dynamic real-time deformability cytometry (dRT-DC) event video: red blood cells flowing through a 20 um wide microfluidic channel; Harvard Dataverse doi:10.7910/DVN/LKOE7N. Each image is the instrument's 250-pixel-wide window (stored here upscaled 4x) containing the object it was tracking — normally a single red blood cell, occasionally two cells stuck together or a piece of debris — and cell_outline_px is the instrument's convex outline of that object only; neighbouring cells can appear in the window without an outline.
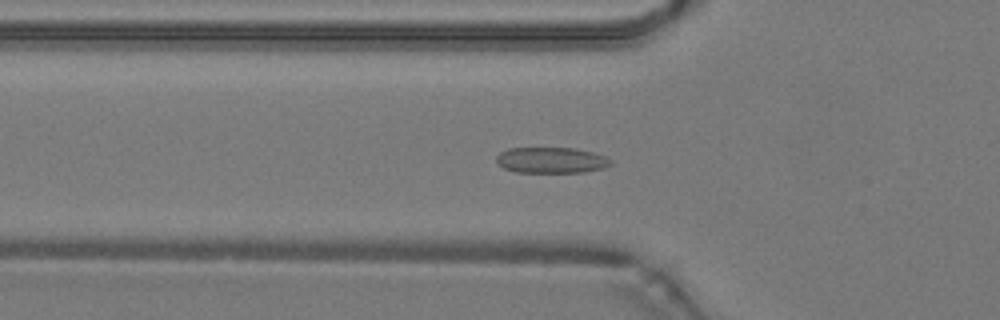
{"species": "common noctule bat (a hibernating species)", "species_latin": "Nyctalus noctula", "temperature_condition": "warm", "stored_images_in_passage": 49, "camera_frame_rate_fps": 3000, "um_per_image_px": 0.085, "animal": {"sex": "male", "body_mass_g": 19.2, "forearm_length_mm": 51.8}, "frame": {"image": 1, "passage_image": 17, "time_ms": 5.333, "image_size_px": [1000, 320], "cell_outline_px": [[612, 164], [604, 168], [584, 172], [516, 172], [504, 168], [496, 164], [496, 156], [500, 152], [508, 148], [576, 148], [592, 152], [604, 156], [612, 160]], "centroid_in_image_um": [46.84, 13.61], "position_along_channel_um": 79.0, "area_um2": 17.34}}
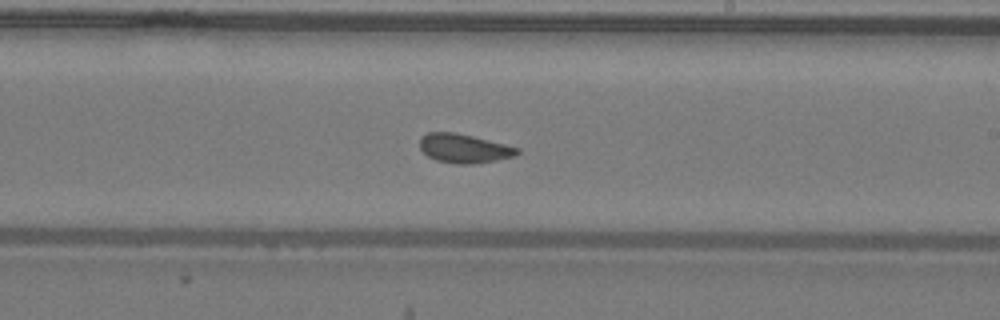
{"frame": {"image": 2, "passage_image": 29, "time_ms": 9.333, "image_size_px": [1000, 320], "cell_outline_px": [[520, 152], [516, 156], [476, 164], [456, 164], [436, 160], [428, 156], [420, 148], [420, 136], [428, 132], [452, 132], [472, 136], [520, 148]], "centroid_in_image_um": [39.44, 12.62], "position_along_channel_um": 249.6, "area_um2": 16.47}}
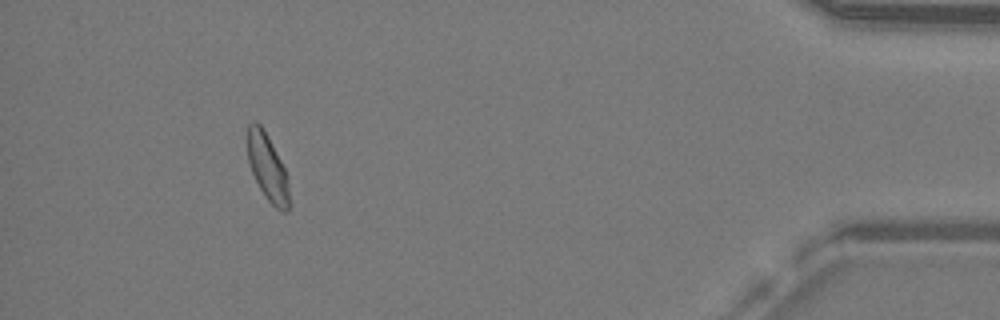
{"frame": {"image": 3, "passage_image": 45, "time_ms": 14.667, "image_size_px": [1000, 320], "cell_outline_px": [[288, 212], [284, 212], [276, 208], [264, 196], [252, 172], [248, 160], [248, 124], [252, 120], [256, 120], [260, 124], [280, 160], [284, 168], [288, 180]], "centroid_in_image_um": [22.72, 14.23], "position_along_channel_um": 412.5, "area_um2": 15.72}, "authors_computed_cell_mechanics": {"area_um2": 16.8776, "velocity_mm_per_s": 4.2495, "shape_relaxation_time_tau1_ms": 5.267, "shape_relaxation_time_tau2_ms": 0.9159, "deformation_change_tau1": 0.1176, "deformation_change_tau2": 0.0688}}